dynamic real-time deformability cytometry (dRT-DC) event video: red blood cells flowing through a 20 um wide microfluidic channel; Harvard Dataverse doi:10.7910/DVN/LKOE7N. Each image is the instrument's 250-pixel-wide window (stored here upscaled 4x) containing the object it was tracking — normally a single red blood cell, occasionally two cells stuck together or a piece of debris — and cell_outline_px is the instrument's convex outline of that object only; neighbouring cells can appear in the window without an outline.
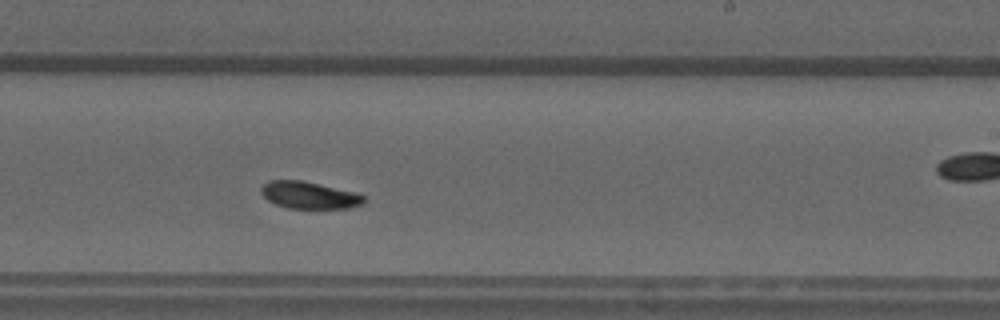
{"species": "common noctule bat (a hibernating species)", "species_latin": "Nyctalus noctula", "temperature_condition": "warm", "stored_images_in_passage": 31, "camera_frame_rate_fps": 3000, "um_per_image_px": 0.085, "animal": {"sex": "male", "forearm_length_mm": 52.5}, "frame": {"image": 1, "passage_image": 22, "time_ms": 7.0, "image_size_px": [1000, 320], "cell_outline_px": [[364, 204], [352, 208], [288, 208], [276, 204], [268, 200], [260, 192], [260, 188], [268, 180], [304, 180], [356, 192], [364, 196]], "centroid_in_image_um": [26.3, 16.58], "position_along_channel_um": 262.7, "area_um2": 16.36}, "authors_computed_cell_mechanics": {"area_um2": 16.8776, "velocity_mm_per_s": 4.1016, "shape_relaxation_time_tau1_ms": 3.8962, "shape_relaxation_time_tau2_ms": null, "deformation_change_tau1": 0.1368, "deformation_change_tau2": null}}